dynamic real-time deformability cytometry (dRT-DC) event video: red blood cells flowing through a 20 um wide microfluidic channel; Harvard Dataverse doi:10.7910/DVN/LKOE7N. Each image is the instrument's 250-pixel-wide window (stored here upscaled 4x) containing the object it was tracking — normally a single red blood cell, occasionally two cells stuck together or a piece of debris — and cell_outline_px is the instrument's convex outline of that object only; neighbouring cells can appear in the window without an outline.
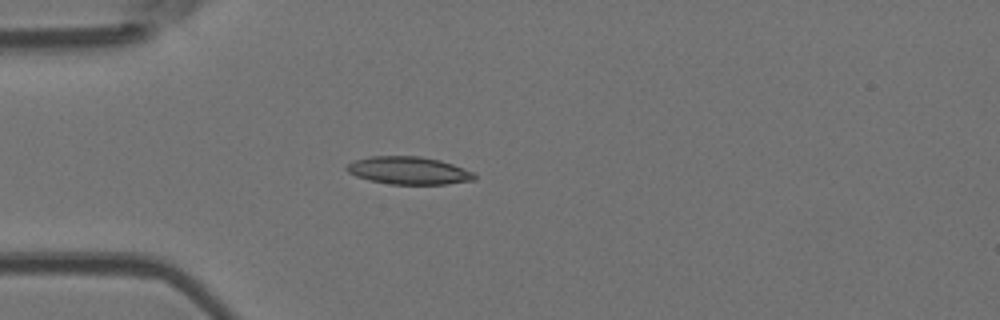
{"species": "Egyptian fruit bat (a non-hibernating species)", "species_latin": "Rousettus aegyptiacus", "temperature_condition": "room temperature", "stored_images_in_passage": 4, "camera_frame_rate_fps": 3000, "um_per_image_px": 0.085, "animal": {"sex": "female"}, "frame": {"image": 1, "passage_image": 4, "time_ms": 3.333, "image_size_px": [1000, 320], "cell_outline_px": [[476, 180], [448, 184], [392, 184], [368, 180], [356, 176], [348, 172], [344, 168], [348, 164], [356, 160], [372, 156], [420, 156], [440, 160], [452, 164], [472, 172], [476, 176]], "centroid_in_image_um": [34.74, 14.5], "position_along_channel_um": 50.3, "area_um2": 20.52}}